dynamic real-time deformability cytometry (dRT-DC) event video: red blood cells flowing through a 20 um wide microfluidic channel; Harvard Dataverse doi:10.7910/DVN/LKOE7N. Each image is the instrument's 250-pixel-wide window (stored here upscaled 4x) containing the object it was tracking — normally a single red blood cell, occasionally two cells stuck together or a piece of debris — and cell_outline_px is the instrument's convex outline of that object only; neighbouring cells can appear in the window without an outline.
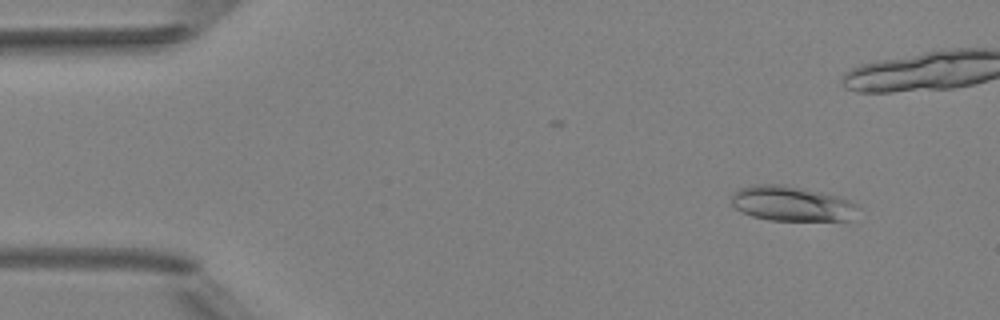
{"species": "Egyptian fruit bat (a non-hibernating species)", "species_latin": "Rousettus aegyptiacus", "temperature_condition": "room temperature", "stored_images_in_passage": 6, "camera_frame_rate_fps": 3000, "um_per_image_px": 0.085, "animal": {"sex": "female"}, "frame": {"image": 1, "passage_image": 2, "time_ms": 1.0, "image_size_px": [1000, 320], "cell_outline_px": [[860, 208], [848, 220], [768, 220], [752, 216], [740, 212], [732, 204], [732, 192], [740, 188], [752, 184], [784, 184], [804, 188], [840, 196], [856, 204]], "centroid_in_image_um": [67.26, 17.29], "position_along_channel_um": 17.7, "area_um2": 25.95}}